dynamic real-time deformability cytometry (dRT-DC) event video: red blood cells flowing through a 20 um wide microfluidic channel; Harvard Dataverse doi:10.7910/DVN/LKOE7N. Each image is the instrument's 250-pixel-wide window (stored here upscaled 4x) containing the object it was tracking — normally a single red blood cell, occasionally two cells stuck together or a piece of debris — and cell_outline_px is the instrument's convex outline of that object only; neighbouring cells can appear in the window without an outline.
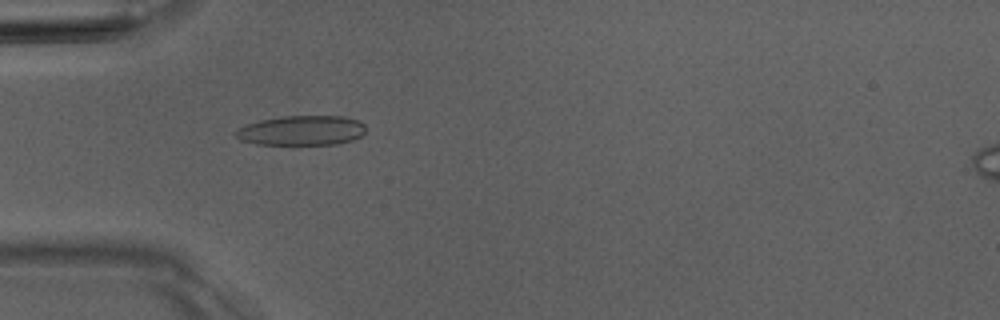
{"species": "Egyptian fruit bat (a non-hibernating species)", "species_latin": "Rousettus aegyptiacus", "temperature_condition": "room temperature", "stored_images_in_passage": 5, "camera_frame_rate_fps": 3000, "um_per_image_px": 0.085, "animal": {"sex": "male"}, "frame": {"image": 1, "passage_image": 5, "time_ms": 4.667, "image_size_px": [1000, 320], "cell_outline_px": [[364, 132], [360, 136], [352, 140], [336, 144], [256, 144], [240, 140], [232, 132], [248, 124], [260, 120], [284, 116], [344, 116], [356, 120], [364, 124]], "centroid_in_image_um": [25.62, 11.09], "position_along_channel_um": 59.4, "area_um2": 22.37}}